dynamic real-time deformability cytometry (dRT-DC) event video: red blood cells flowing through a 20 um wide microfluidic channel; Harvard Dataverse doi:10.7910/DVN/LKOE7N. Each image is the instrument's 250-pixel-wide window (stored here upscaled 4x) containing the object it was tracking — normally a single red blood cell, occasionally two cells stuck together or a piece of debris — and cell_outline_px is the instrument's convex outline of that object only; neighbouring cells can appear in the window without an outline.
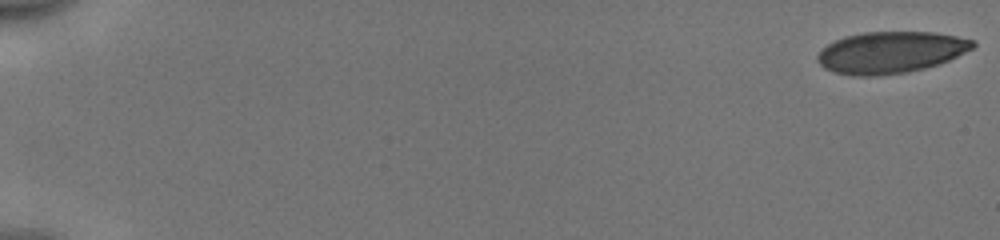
{"species": "human", "species_latin": "Homo sapiens", "temperature_condition": "cold", "stored_images_in_passage": 53, "camera_frame_rate_fps": 3000, "um_per_image_px": 0.085, "donor": {"sex": "male"}, "frame": {"image": 1, "passage_image": 1, "time_ms": 0.0, "image_size_px": [1000, 240], "cell_outline_px": [[976, 44], [972, 48], [940, 64], [924, 68], [904, 72], [876, 76], [852, 76], [832, 72], [824, 68], [816, 60], [816, 56], [820, 48], [844, 36], [864, 32], [932, 32], [956, 36], [972, 40]], "centroid_in_image_um": [75.63, 4.45], "position_along_channel_um": 9.4, "area_um2": 37.69}}
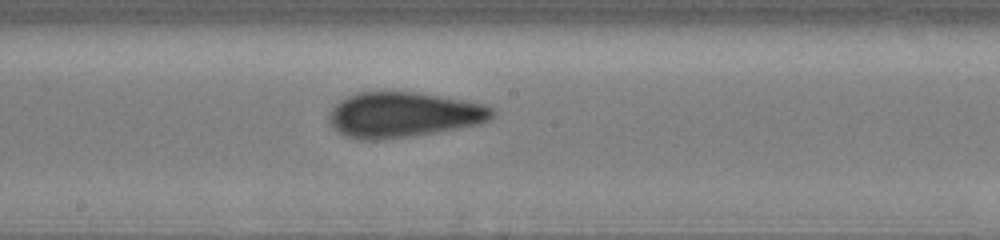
{"frame": {"image": 2, "passage_image": 31, "time_ms": 10.0, "image_size_px": [1000, 240], "cell_outline_px": [[496, 112], [488, 120], [480, 124], [436, 132], [412, 136], [376, 140], [360, 140], [344, 136], [332, 128], [328, 120], [328, 112], [340, 100], [356, 92], [416, 92], [464, 100], [484, 104], [492, 108]], "centroid_in_image_um": [34.25, 9.76], "position_along_channel_um": 214.0, "area_um2": 43.23}}
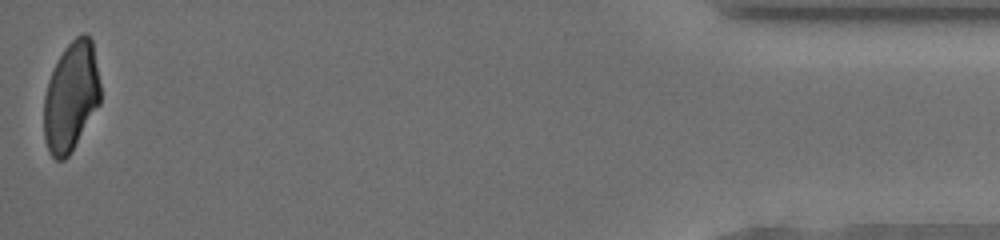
{"frame": {"image": 3, "passage_image": 53, "time_ms": 17.333, "image_size_px": [1000, 240], "cell_outline_px": [[100, 104], [68, 156], [64, 160], [56, 160], [48, 152], [44, 140], [44, 96], [48, 80], [64, 48], [80, 32], [88, 32], [92, 40], [100, 84]], "centroid_in_image_um": [6.03, 8.2], "position_along_channel_um": 429.2, "area_um2": 36.07}, "authors_computed_cell_mechanics": {"area_um2": 40.6334, "velocity_mm_per_s": 3.9736, "shape_relaxation_time_tau1_ms": null, "shape_relaxation_time_tau2_ms": 1.4654, "deformation_change_tau1": null, "deformation_change_tau2": 0.0933}}